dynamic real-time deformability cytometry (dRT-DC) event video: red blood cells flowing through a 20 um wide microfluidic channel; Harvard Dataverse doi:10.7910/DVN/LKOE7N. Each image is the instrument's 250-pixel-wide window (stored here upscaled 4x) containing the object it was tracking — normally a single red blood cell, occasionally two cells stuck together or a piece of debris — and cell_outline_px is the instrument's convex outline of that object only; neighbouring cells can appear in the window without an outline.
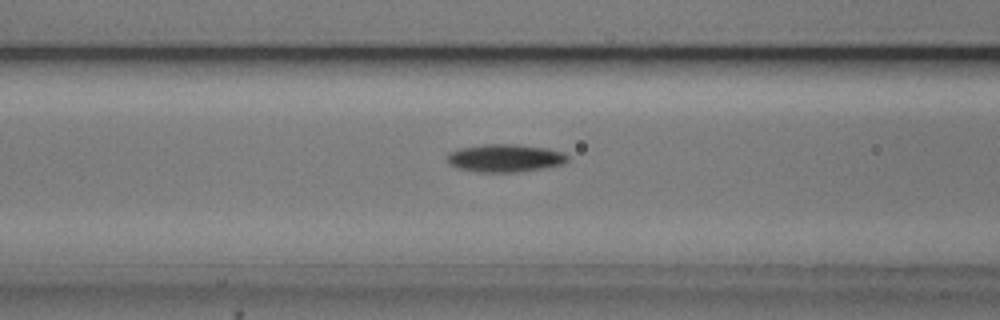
{"species": "common noctule bat (a hibernating species)", "species_latin": "Nyctalus noctula", "temperature_condition": "cold", "stored_images_in_passage": 38, "camera_frame_rate_fps": 3000, "um_per_image_px": 0.085, "animal": {"sex": "male", "body_mass_g": 20.5, "forearm_length_mm": 52.5}, "frame": {"image": 1, "passage_image": 12, "time_ms": 3.667, "image_size_px": [1000, 320], "cell_outline_px": [[568, 160], [564, 164], [548, 168], [520, 172], [476, 172], [456, 168], [448, 164], [448, 152], [460, 148], [484, 144], [516, 144], [548, 148], [564, 152], [568, 156]], "centroid_in_image_um": [42.96, 13.44], "position_along_channel_um": 123.6, "area_um2": 19.94}}
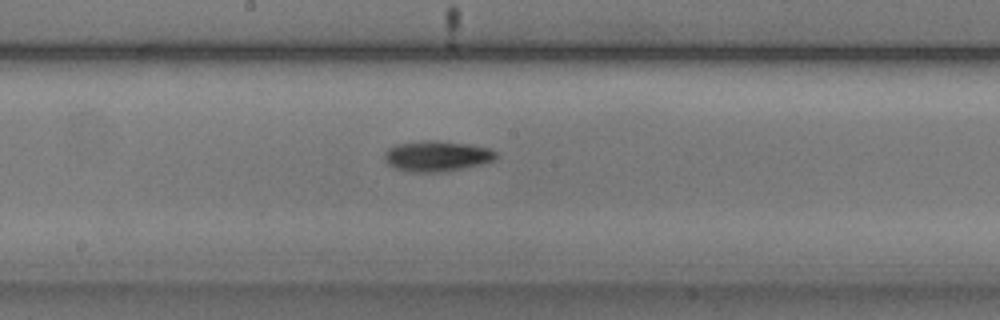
{"frame": {"image": 2, "passage_image": 19, "time_ms": 6.0, "image_size_px": [1000, 320], "cell_outline_px": [[496, 160], [464, 168], [444, 172], [408, 172], [396, 168], [388, 164], [384, 160], [384, 152], [388, 148], [396, 144], [428, 140], [436, 140], [472, 144], [488, 148], [496, 152]], "centroid_in_image_um": [37.12, 13.27], "position_along_channel_um": 211.1, "area_um2": 20.06}}
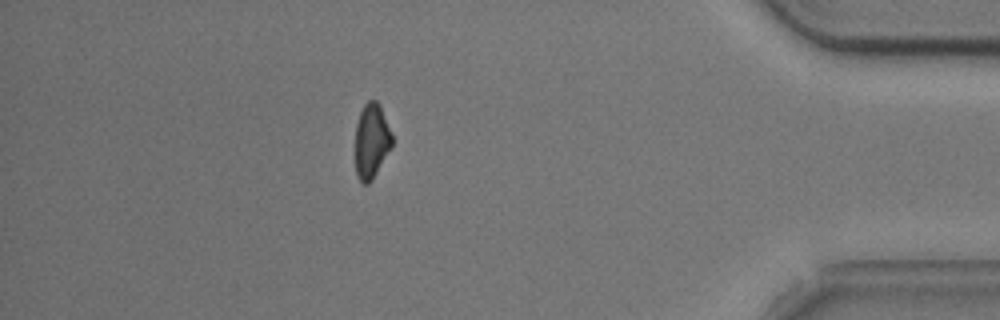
{"frame": {"image": 3, "passage_image": 38, "time_ms": 12.333, "image_size_px": [1000, 320], "cell_outline_px": [[392, 148], [372, 180], [368, 184], [364, 184], [356, 176], [356, 124], [360, 112], [364, 104], [368, 100], [376, 100], [380, 104], [392, 136]], "centroid_in_image_um": [31.58, 11.99], "position_along_channel_um": 403.6, "area_um2": 16.07}, "authors_computed_cell_mechanics": {"area_um2": 18.496, "velocity_mm_per_s": 3.7367, "shape_relaxation_time_tau1_ms": 3.2831, "shape_relaxation_time_tau2_ms": null, "deformation_change_tau1": 0.1383, "deformation_change_tau2": null}}